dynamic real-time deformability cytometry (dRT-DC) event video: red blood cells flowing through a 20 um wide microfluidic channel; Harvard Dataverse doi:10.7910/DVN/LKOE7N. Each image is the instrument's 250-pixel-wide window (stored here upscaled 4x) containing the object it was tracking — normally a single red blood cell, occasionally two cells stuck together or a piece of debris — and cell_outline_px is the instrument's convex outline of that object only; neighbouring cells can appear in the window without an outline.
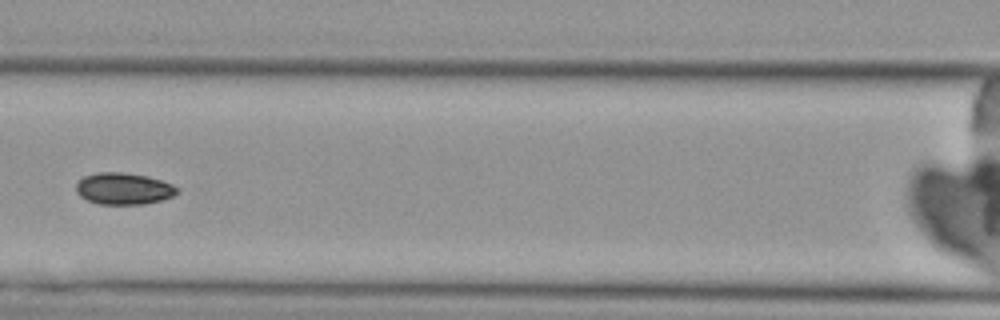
{"species": "Egyptian fruit bat (a non-hibernating species)", "species_latin": "Rousettus aegyptiacus", "temperature_condition": "cold", "stored_images_in_passage": 7, "camera_frame_rate_fps": 3000, "um_per_image_px": 0.085, "animal": {"sex": "female"}, "frame": {"image": 1, "passage_image": 7, "time_ms": 7.0, "image_size_px": [1000, 320], "cell_outline_px": [[180, 192], [172, 196], [160, 200], [144, 204], [100, 204], [88, 200], [80, 196], [76, 192], [76, 184], [84, 176], [96, 172], [120, 172], [148, 176], [172, 184], [180, 188]], "centroid_in_image_um": [10.52, 16.03], "position_along_channel_um": 156.1, "area_um2": 18.67}}